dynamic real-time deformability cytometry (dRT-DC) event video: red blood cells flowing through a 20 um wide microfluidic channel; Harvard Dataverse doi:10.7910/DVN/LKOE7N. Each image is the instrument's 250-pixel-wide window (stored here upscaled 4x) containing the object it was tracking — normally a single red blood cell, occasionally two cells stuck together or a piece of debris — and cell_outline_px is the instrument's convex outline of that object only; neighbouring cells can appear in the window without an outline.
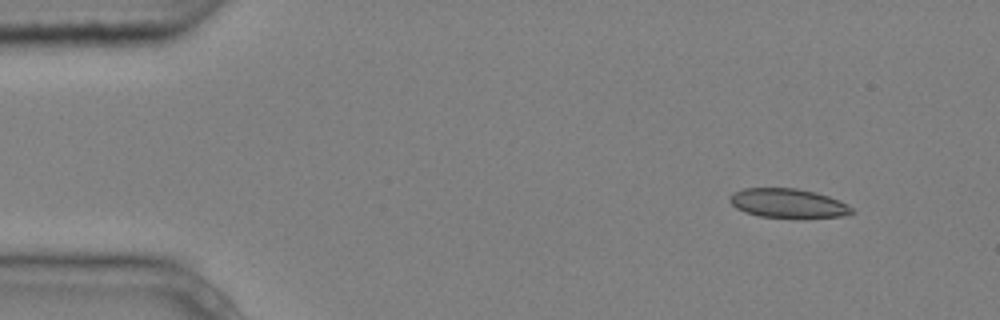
{"species": "common noctule bat (a hibernating species)", "species_latin": "Nyctalus noctula", "temperature_condition": "cold", "stored_images_in_passage": 4, "camera_frame_rate_fps": 3000, "um_per_image_px": 0.085, "animal": {"sex": "male", "body_mass_g": 20.4}, "frame": {"image": 1, "passage_image": 1, "time_ms": 0.0, "image_size_px": [1000, 320], "cell_outline_px": [[856, 212], [844, 216], [796, 220], [760, 216], [744, 212], [736, 208], [728, 200], [728, 196], [732, 192], [744, 188], [796, 188], [816, 192], [840, 200], [848, 204]], "centroid_in_image_um": [67.01, 17.31], "position_along_channel_um": 18.0, "area_um2": 21.68}}
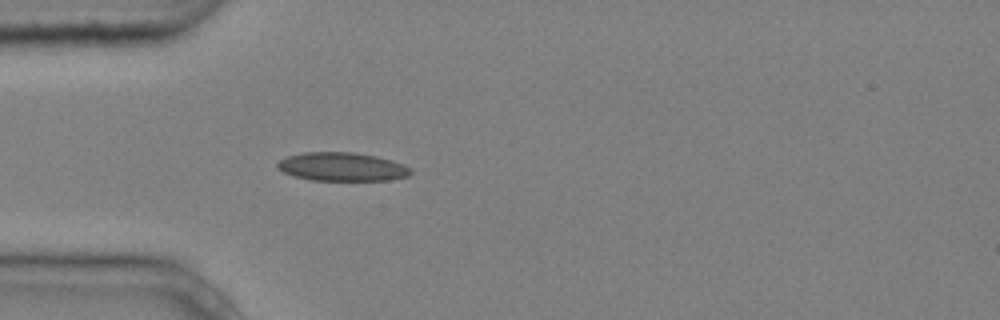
{"frame": {"image": 2, "passage_image": 4, "time_ms": 1.0, "image_size_px": [1000, 320], "cell_outline_px": [[412, 172], [408, 176], [388, 180], [312, 180], [292, 176], [276, 168], [276, 164], [280, 160], [288, 156], [304, 152], [352, 152], [376, 156], [392, 160], [404, 164], [412, 168]], "centroid_in_image_um": [29.08, 14.17], "position_along_channel_um": 55.9, "area_um2": 22.25}}